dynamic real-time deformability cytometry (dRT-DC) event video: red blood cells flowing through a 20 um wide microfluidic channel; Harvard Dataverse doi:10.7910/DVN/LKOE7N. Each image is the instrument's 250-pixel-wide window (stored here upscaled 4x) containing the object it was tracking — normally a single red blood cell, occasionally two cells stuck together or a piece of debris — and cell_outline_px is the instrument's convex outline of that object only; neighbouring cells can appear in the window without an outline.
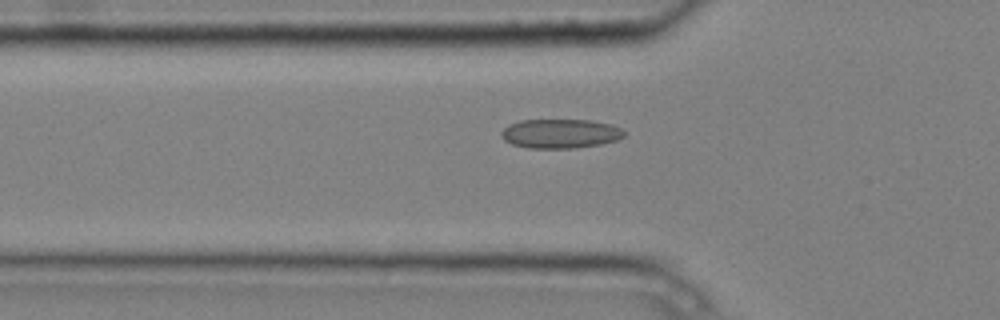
{"species": "common noctule bat (a hibernating species)", "species_latin": "Nyctalus noctula", "temperature_condition": "cold", "stored_images_in_passage": 5, "camera_frame_rate_fps": 3000, "um_per_image_px": 0.085, "animal": {"sex": "male", "body_mass_g": 20.4}, "frame": {"image": 1, "passage_image": 5, "time_ms": 1.333, "image_size_px": [1000, 320], "cell_outline_px": [[624, 136], [616, 140], [600, 144], [576, 148], [528, 148], [512, 144], [504, 140], [500, 136], [500, 132], [508, 124], [520, 120], [592, 120], [612, 124], [620, 128], [624, 132]], "centroid_in_image_um": [47.6, 11.35], "position_along_channel_um": 78.2, "area_um2": 21.04}}